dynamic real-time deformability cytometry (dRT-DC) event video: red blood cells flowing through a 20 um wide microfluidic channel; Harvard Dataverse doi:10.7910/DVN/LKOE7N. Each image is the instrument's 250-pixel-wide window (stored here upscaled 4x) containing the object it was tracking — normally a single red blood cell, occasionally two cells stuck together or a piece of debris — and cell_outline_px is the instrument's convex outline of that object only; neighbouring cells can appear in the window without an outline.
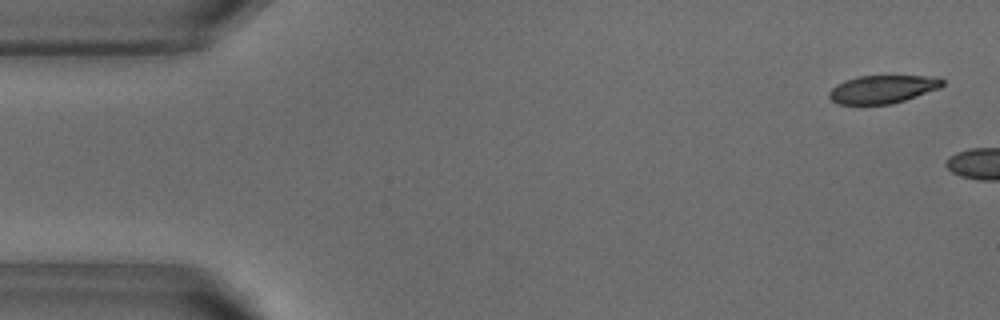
{"species": "common noctule bat (a hibernating species)", "species_latin": "Nyctalus noctula", "temperature_condition": "warm", "stored_images_in_passage": 5, "camera_frame_rate_fps": 3000, "um_per_image_px": 0.085, "animal": {"sex": "male", "body_mass_g": 18.8}, "frame": {"image": 1, "passage_image": 2, "time_ms": 0.333, "image_size_px": [1000, 320], "cell_outline_px": [[944, 84], [940, 88], [892, 104], [836, 104], [828, 96], [828, 92], [836, 84], [844, 80], [860, 76], [940, 76], [944, 80]], "centroid_in_image_um": [75.02, 7.58], "position_along_channel_um": 10.0, "area_um2": 18.61}}